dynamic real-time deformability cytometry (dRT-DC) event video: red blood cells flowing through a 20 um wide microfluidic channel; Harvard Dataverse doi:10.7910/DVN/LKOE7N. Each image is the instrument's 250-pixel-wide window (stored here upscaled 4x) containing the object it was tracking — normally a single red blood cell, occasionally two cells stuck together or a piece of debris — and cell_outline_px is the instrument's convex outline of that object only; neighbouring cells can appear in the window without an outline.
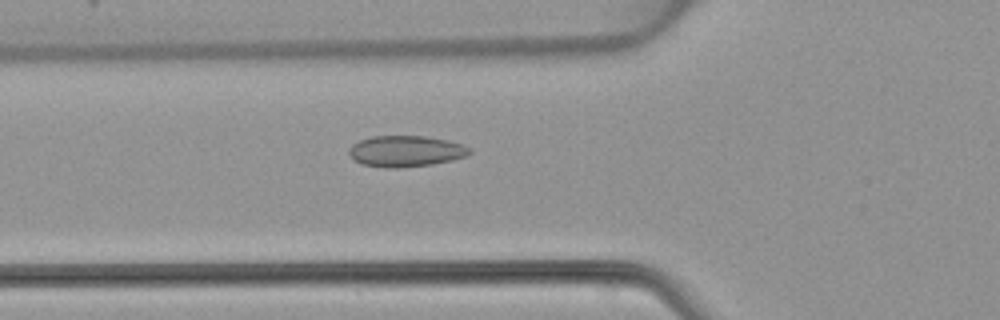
{"species": "common noctule bat (a hibernating species)", "species_latin": "Nyctalus noctula", "temperature_condition": "warm", "stored_images_in_passage": 49, "camera_frame_rate_fps": 3000, "um_per_image_px": 0.085, "animal": {"sex": "female", "body_mass_g": 22.7, "forearm_length_mm": 54.2}, "frame": {"image": 1, "passage_image": 18, "time_ms": 5.667, "image_size_px": [1000, 320], "cell_outline_px": [[472, 152], [468, 156], [452, 160], [432, 164], [396, 168], [384, 168], [360, 164], [352, 160], [348, 152], [348, 148], [352, 144], [360, 140], [372, 136], [424, 136], [448, 140], [464, 144], [472, 148]], "centroid_in_image_um": [34.49, 12.85], "position_along_channel_um": 91.3, "area_um2": 22.25}}
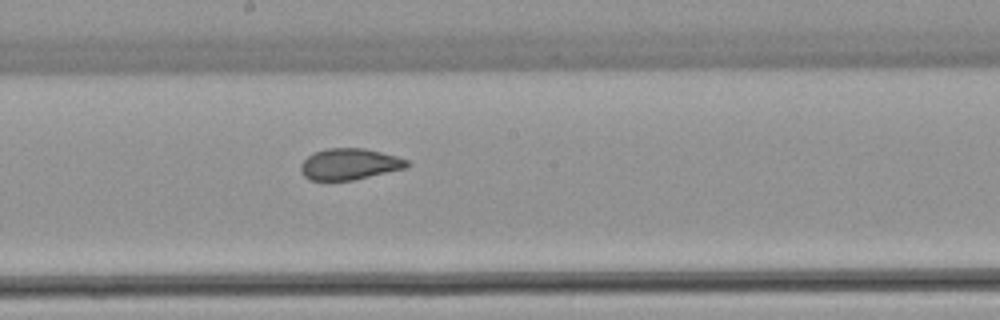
{"frame": {"image": 2, "passage_image": 27, "time_ms": 8.667, "image_size_px": [1000, 320], "cell_outline_px": [[412, 164], [408, 168], [352, 180], [312, 180], [304, 176], [300, 172], [300, 164], [308, 156], [316, 152], [328, 148], [364, 148], [396, 156], [408, 160]], "centroid_in_image_um": [29.74, 13.95], "position_along_channel_um": 218.5, "area_um2": 19.36}}
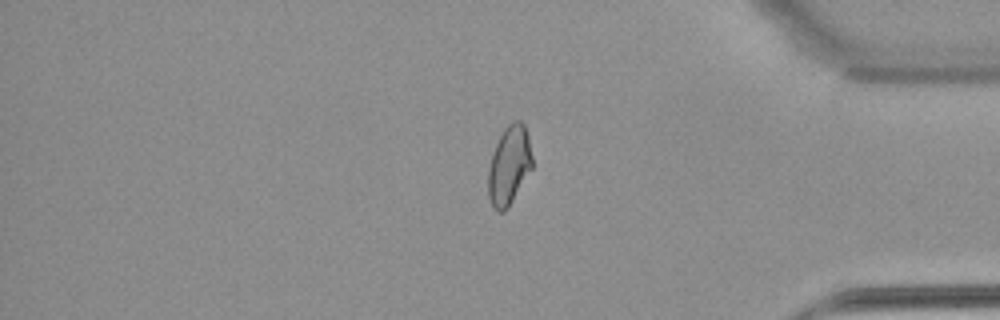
{"frame": {"image": 3, "passage_image": 41, "time_ms": 13.333, "image_size_px": [1000, 320], "cell_outline_px": [[532, 168], [508, 208], [504, 212], [496, 212], [488, 196], [488, 168], [492, 152], [504, 128], [512, 120], [520, 120], [524, 124], [528, 136], [532, 156]], "centroid_in_image_um": [43.27, 14.06], "position_along_channel_um": 391.9, "area_um2": 20.35}}